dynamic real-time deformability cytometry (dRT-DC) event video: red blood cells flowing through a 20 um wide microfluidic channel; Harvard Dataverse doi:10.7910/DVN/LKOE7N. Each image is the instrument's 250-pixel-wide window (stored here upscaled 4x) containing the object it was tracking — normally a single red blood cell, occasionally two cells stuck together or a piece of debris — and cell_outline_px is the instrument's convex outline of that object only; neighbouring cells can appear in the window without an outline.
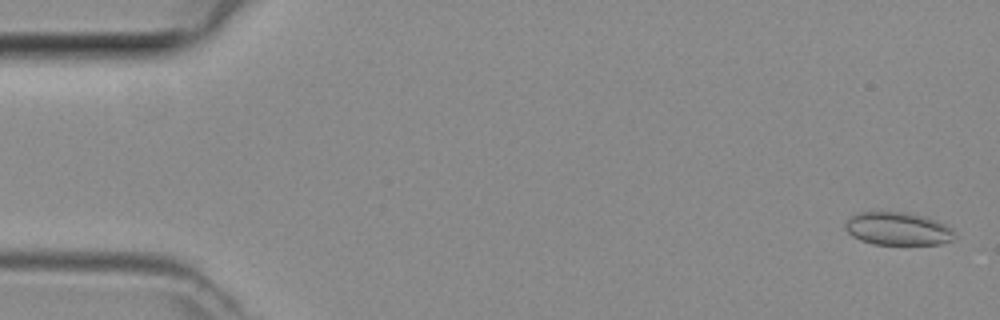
{"species": "common noctule bat (a hibernating species)", "species_latin": "Nyctalus noctula", "temperature_condition": "room temperature", "stored_images_in_passage": 6, "camera_frame_rate_fps": 3000, "um_per_image_px": 0.085, "animal": {"sex": "female", "body_mass_g": 29.2, "forearm_length_mm": 56.3}, "frame": {"image": 1, "passage_image": 1, "time_ms": 0.0, "image_size_px": [1000, 320], "cell_outline_px": [[952, 240], [940, 244], [872, 244], [860, 240], [852, 236], [844, 228], [844, 224], [852, 216], [860, 212], [912, 212], [928, 216], [952, 228]], "centroid_in_image_um": [76.3, 19.43], "position_along_channel_um": 8.7, "area_um2": 21.04}}
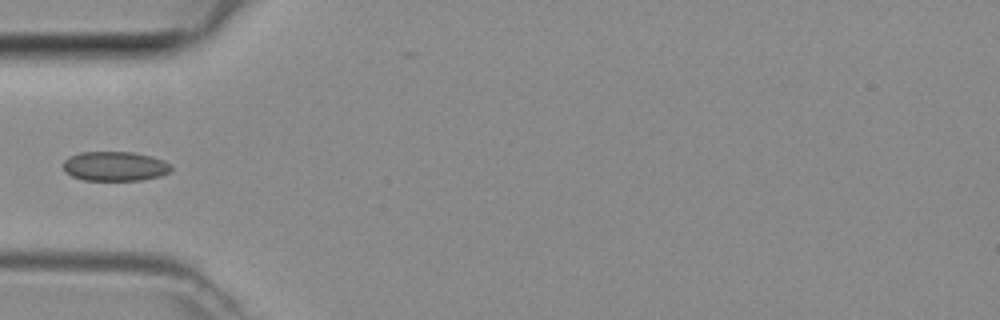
{"frame": {"image": 2, "passage_image": 5, "time_ms": 1.333, "image_size_px": [1000, 320], "cell_outline_px": [[172, 168], [168, 172], [160, 176], [140, 180], [84, 180], [72, 176], [64, 172], [64, 160], [68, 156], [80, 152], [132, 152], [152, 156], [164, 160], [172, 164]], "centroid_in_image_um": [9.77, 14.12], "position_along_channel_um": 75.2, "area_um2": 18.67}}
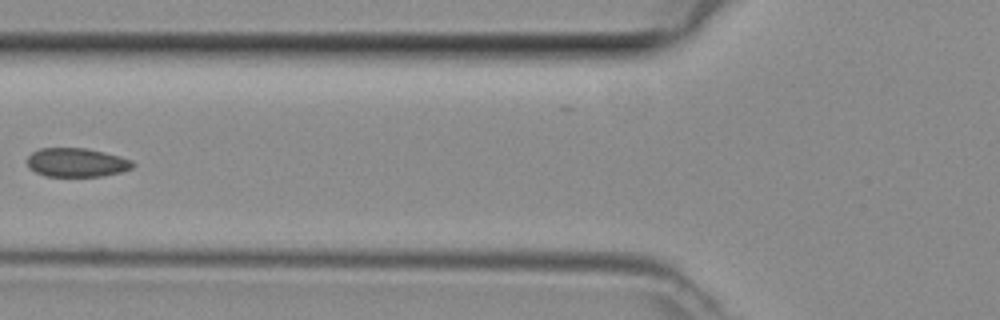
{"frame": {"image": 3, "passage_image": 6, "time_ms": 1.667, "image_size_px": [1000, 320], "cell_outline_px": [[136, 164], [132, 168], [120, 172], [100, 176], [44, 176], [28, 168], [28, 156], [32, 152], [40, 148], [88, 148], [120, 156], [132, 160]], "centroid_in_image_um": [6.52, 13.8], "position_along_channel_um": 119.3, "area_um2": 17.8}}